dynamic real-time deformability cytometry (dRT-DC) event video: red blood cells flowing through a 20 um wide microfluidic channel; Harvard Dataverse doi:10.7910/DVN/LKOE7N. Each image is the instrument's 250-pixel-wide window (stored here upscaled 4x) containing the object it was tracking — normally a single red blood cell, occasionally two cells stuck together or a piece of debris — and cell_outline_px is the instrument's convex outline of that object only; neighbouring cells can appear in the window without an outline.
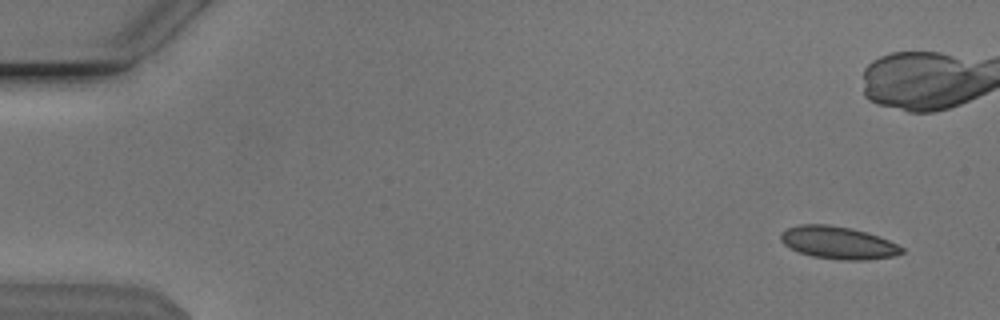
{"species": "Egyptian fruit bat (a non-hibernating species)", "species_latin": "Rousettus aegyptiacus", "temperature_condition": "cold", "stored_images_in_passage": 52, "camera_frame_rate_fps": 3000, "um_per_image_px": 0.085, "animal": {"sex": "male"}, "frame": {"image": 1, "passage_image": 1, "time_ms": 0.0, "image_size_px": [1000, 320], "cell_outline_px": [[904, 252], [892, 256], [864, 260], [840, 260], [812, 256], [800, 252], [784, 244], [780, 240], [780, 232], [788, 228], [800, 224], [828, 224], [848, 228], [880, 236], [904, 248]], "centroid_in_image_um": [71.22, 20.63], "position_along_channel_um": 13.8, "area_um2": 22.72}}
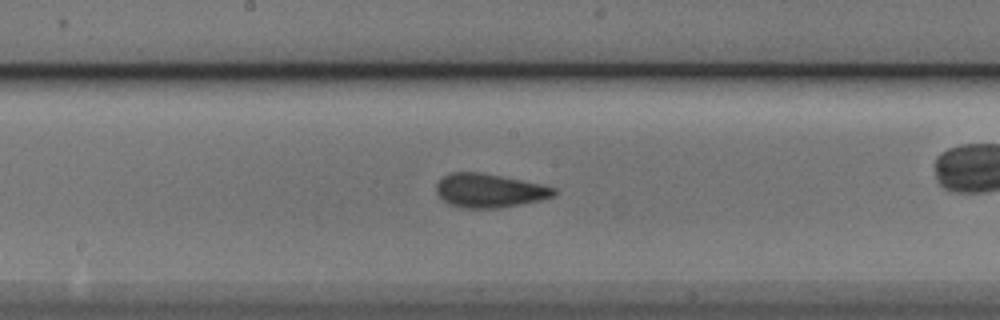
{"frame": {"image": 2, "passage_image": 26, "time_ms": 8.333, "image_size_px": [1000, 320], "cell_outline_px": [[556, 192], [552, 196], [540, 200], [500, 208], [464, 208], [448, 204], [436, 192], [436, 184], [444, 176], [452, 172], [480, 172], [540, 184], [556, 188]], "centroid_in_image_um": [41.56, 16.2], "position_along_channel_um": 206.6, "area_um2": 22.89}}
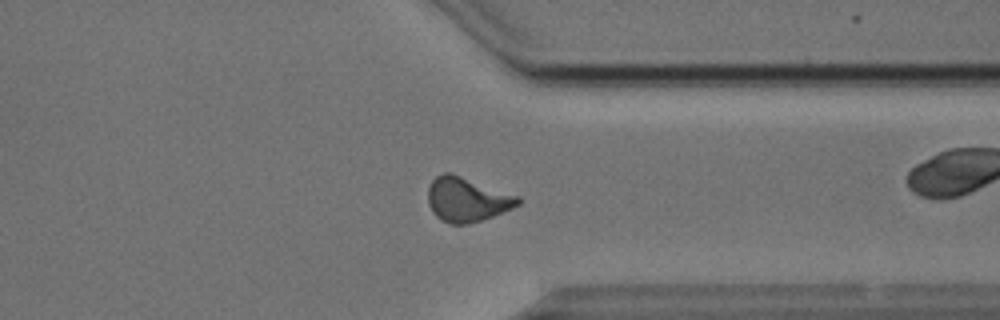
{"frame": {"image": 3, "passage_image": 39, "time_ms": 12.667, "image_size_px": [1000, 320], "cell_outline_px": [[520, 204], [512, 208], [492, 216], [468, 224], [452, 224], [440, 220], [432, 212], [428, 204], [428, 188], [432, 180], [436, 176], [444, 172], [452, 172], [520, 196]], "centroid_in_image_um": [39.68, 16.94], "position_along_channel_um": 371.7, "area_um2": 23.47}, "authors_computed_cell_mechanics": {"area_um2": 22.7154, "velocity_mm_per_s": 3.8467, "shape_relaxation_time_tau1_ms": 8.2819, "shape_relaxation_time_tau2_ms": 2.1538, "deformation_change_tau1": 0.1448, "deformation_change_tau2": 0.0747}}